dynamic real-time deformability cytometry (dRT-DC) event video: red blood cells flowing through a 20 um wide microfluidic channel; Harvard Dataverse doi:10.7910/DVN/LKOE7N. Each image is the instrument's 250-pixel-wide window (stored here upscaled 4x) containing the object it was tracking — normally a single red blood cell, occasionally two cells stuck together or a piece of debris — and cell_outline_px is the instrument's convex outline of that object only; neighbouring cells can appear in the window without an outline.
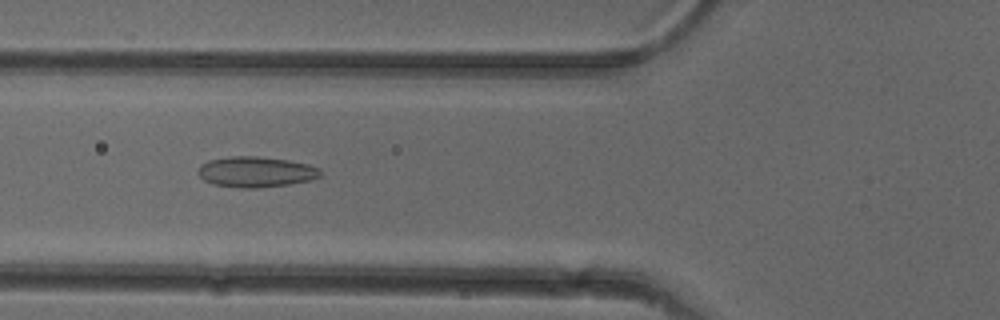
{"species": "common noctule bat (a hibernating species)", "species_latin": "Nyctalus noctula", "temperature_condition": "cold", "stored_images_in_passage": 38, "camera_frame_rate_fps": 3000, "um_per_image_px": 0.085, "animal": {"sex": "female"}, "frame": {"image": 1, "passage_image": 6, "time_ms": 1.667, "image_size_px": [1000, 320], "cell_outline_px": [[320, 176], [312, 180], [288, 184], [256, 188], [240, 188], [212, 184], [204, 180], [196, 172], [200, 164], [208, 160], [228, 156], [256, 156], [288, 160], [308, 164], [320, 168]], "centroid_in_image_um": [21.71, 14.6], "position_along_channel_um": 104.1, "area_um2": 21.96}}
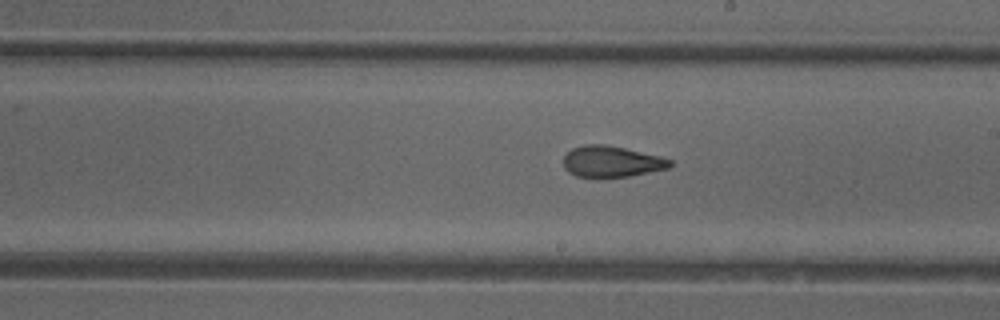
{"frame": {"image": 2, "passage_image": 16, "time_ms": 5.0, "image_size_px": [1000, 320], "cell_outline_px": [[672, 164], [668, 168], [628, 176], [576, 176], [568, 172], [564, 168], [564, 156], [572, 148], [584, 144], [604, 144], [624, 148], [660, 156], [672, 160]], "centroid_in_image_um": [51.96, 13.71], "position_along_channel_um": 237.0, "area_um2": 19.02}}
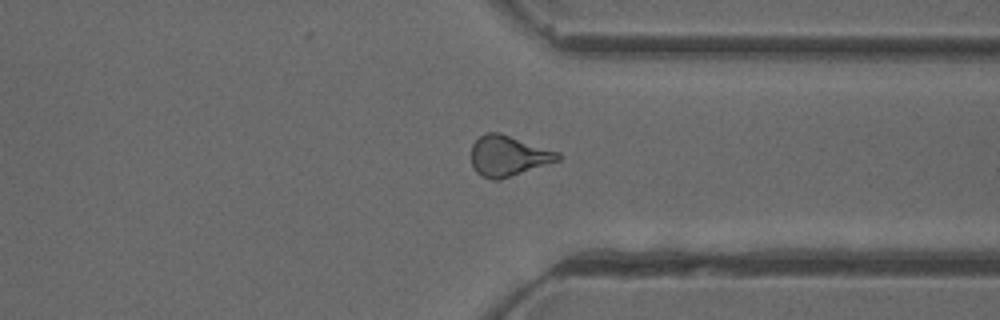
{"frame": {"image": 3, "passage_image": 26, "time_ms": 8.333, "image_size_px": [1000, 320], "cell_outline_px": [[560, 160], [500, 180], [492, 180], [480, 176], [472, 168], [472, 144], [484, 132], [500, 132], [560, 152]], "centroid_in_image_um": [43.19, 13.25], "position_along_channel_um": 368.2, "area_um2": 20.69}, "authors_computed_cell_mechanics": {"area_um2": 19.8254, "velocity_mm_per_s": 3.9752, "shape_relaxation_time_tau1_ms": 8.9716, "shape_relaxation_time_tau2_ms": 1.6887, "deformation_change_tau1": 0.1719, "deformation_change_tau2": 0.0977}}